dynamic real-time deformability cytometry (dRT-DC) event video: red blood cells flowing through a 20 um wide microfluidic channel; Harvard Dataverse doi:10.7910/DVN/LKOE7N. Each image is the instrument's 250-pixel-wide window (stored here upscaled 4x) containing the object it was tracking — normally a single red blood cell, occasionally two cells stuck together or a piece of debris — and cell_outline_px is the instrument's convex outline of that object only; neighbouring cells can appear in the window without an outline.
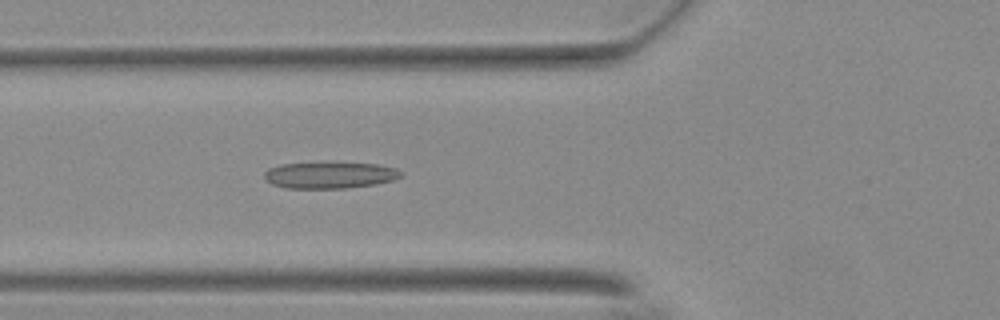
{"species": "Egyptian fruit bat (a non-hibernating species)", "species_latin": "Rousettus aegyptiacus", "temperature_condition": "warm", "stored_images_in_passage": 54, "camera_frame_rate_fps": 3000, "um_per_image_px": 0.085, "animal": {"sex": "female"}, "frame": {"image": 1, "passage_image": 20, "time_ms": 6.333, "image_size_px": [1000, 320], "cell_outline_px": [[400, 176], [392, 180], [376, 184], [348, 188], [284, 188], [272, 184], [264, 180], [264, 172], [268, 168], [280, 164], [336, 160], [376, 164], [396, 168], [400, 172]], "centroid_in_image_um": [27.97, 14.84], "position_along_channel_um": 97.8, "area_um2": 21.96}}
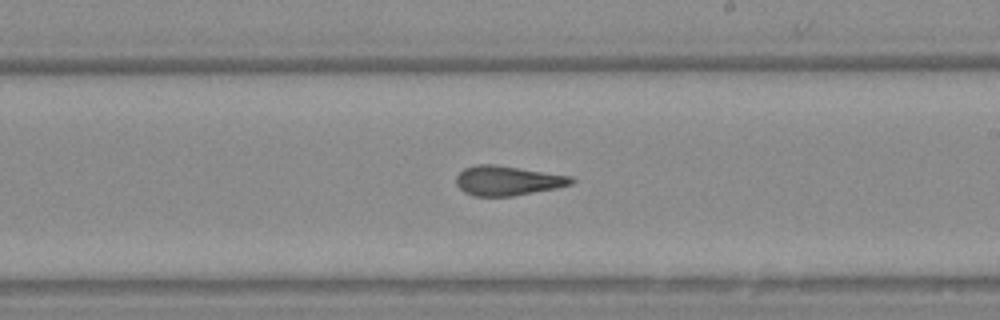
{"frame": {"image": 2, "passage_image": 32, "time_ms": 10.333, "image_size_px": [1000, 320], "cell_outline_px": [[576, 180], [572, 184], [556, 188], [512, 196], [472, 196], [464, 192], [456, 184], [456, 176], [464, 168], [476, 164], [496, 164], [572, 176]], "centroid_in_image_um": [43.14, 15.35], "position_along_channel_um": 245.9, "area_um2": 20.0}}
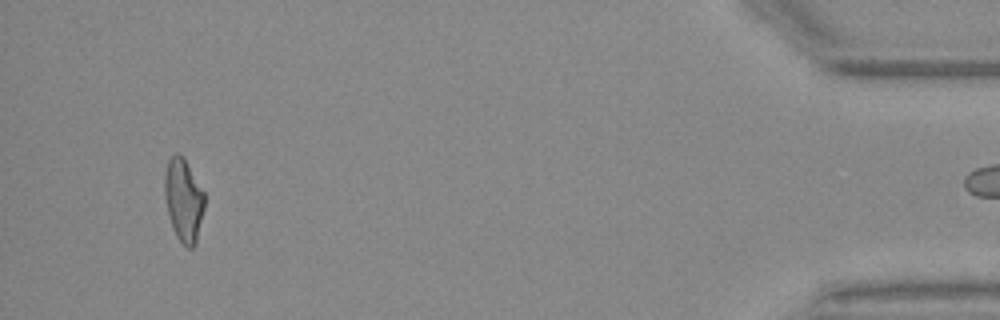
{"frame": {"image": 3, "passage_image": 52, "time_ms": 17.0, "image_size_px": [1000, 320], "cell_outline_px": [[204, 208], [196, 244], [192, 248], [188, 248], [176, 236], [172, 228], [168, 212], [164, 192], [164, 172], [168, 160], [176, 152], [184, 156], [204, 192]], "centroid_in_image_um": [15.6, 16.97], "position_along_channel_um": 419.6, "area_um2": 19.36}, "authors_computed_cell_mechanics": {"area_um2": 20.2589, "velocity_mm_per_s": 3.704, "shape_relaxation_time_tau1_ms": null, "shape_relaxation_time_tau2_ms": 1.5797, "deformation_change_tau1": null, "deformation_change_tau2": 0.1102}}